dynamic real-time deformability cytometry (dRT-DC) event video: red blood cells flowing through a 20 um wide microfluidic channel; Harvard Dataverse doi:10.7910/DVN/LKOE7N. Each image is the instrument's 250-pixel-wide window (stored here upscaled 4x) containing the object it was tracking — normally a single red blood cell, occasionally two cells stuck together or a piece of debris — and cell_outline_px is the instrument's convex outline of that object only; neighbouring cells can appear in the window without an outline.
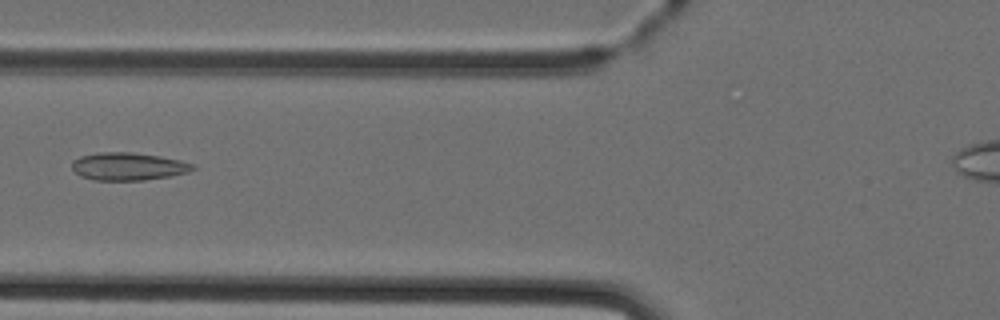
{"species": "Egyptian fruit bat (a non-hibernating species)", "species_latin": "Rousettus aegyptiacus", "temperature_condition": "cold", "stored_images_in_passage": 3, "camera_frame_rate_fps": 3000, "um_per_image_px": 0.085, "animal": {"sex": "female"}, "frame": {"image": 1, "passage_image": 2, "time_ms": 1.0, "image_size_px": [1000, 320], "cell_outline_px": [[196, 168], [188, 172], [172, 176], [144, 180], [92, 180], [80, 176], [72, 168], [72, 160], [80, 156], [96, 152], [132, 152], [160, 156], [180, 160], [196, 164]], "centroid_in_image_um": [10.91, 14.14], "position_along_channel_um": 114.9, "area_um2": 19.77}}
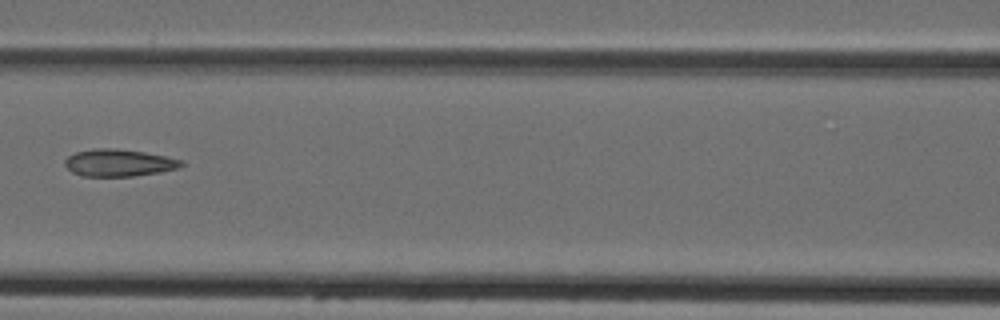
{"frame": {"image": 2, "passage_image": 3, "time_ms": 2.0, "image_size_px": [1000, 320], "cell_outline_px": [[184, 164], [180, 168], [160, 172], [132, 176], [84, 176], [72, 172], [64, 164], [64, 160], [68, 156], [76, 152], [92, 148], [116, 148], [144, 152], [184, 160]], "centroid_in_image_um": [10.11, 13.83], "position_along_channel_um": 156.5, "area_um2": 18.5}}